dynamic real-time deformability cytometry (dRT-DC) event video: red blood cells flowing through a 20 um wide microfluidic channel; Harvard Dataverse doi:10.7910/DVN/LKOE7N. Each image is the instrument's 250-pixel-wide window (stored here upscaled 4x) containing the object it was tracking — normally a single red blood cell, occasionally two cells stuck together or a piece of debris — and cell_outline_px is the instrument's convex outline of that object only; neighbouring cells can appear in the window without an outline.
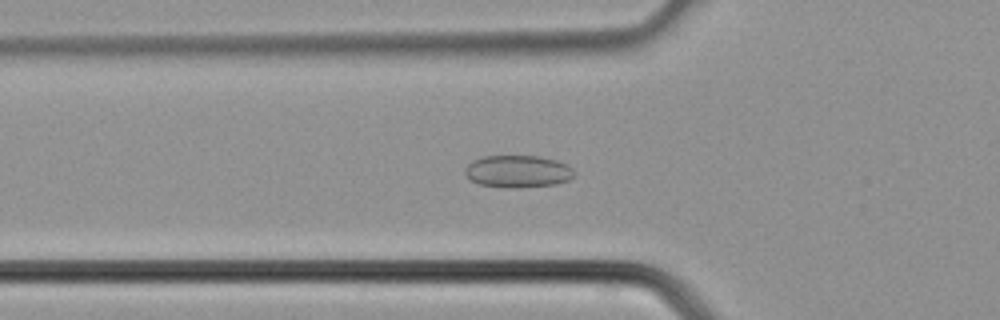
{"species": "common noctule bat (a hibernating species)", "species_latin": "Nyctalus noctula", "temperature_condition": "cold", "stored_images_in_passage": 33, "camera_frame_rate_fps": 3000, "um_per_image_px": 0.085, "animal": {"sex": "male", "body_mass_g": 21.5, "forearm_length_mm": 52.0}, "frame": {"image": 1, "passage_image": 12, "time_ms": 3.667, "image_size_px": [1000, 320], "cell_outline_px": [[572, 176], [568, 180], [556, 184], [480, 184], [468, 180], [464, 176], [464, 168], [472, 160], [484, 156], [540, 156], [556, 160], [572, 168]], "centroid_in_image_um": [43.94, 14.5], "position_along_channel_um": 81.9, "area_um2": 19.36}}
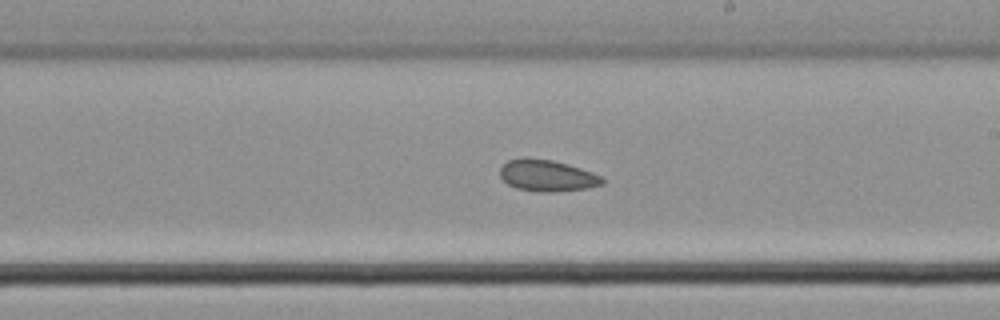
{"frame": {"image": 2, "passage_image": 21, "time_ms": 6.667, "image_size_px": [1000, 320], "cell_outline_px": [[604, 184], [588, 188], [552, 192], [536, 192], [516, 188], [508, 184], [500, 176], [500, 168], [508, 160], [552, 160], [568, 164], [592, 172], [600, 176], [604, 180]], "centroid_in_image_um": [46.54, 14.97], "position_along_channel_um": 242.5, "area_um2": 18.32}}
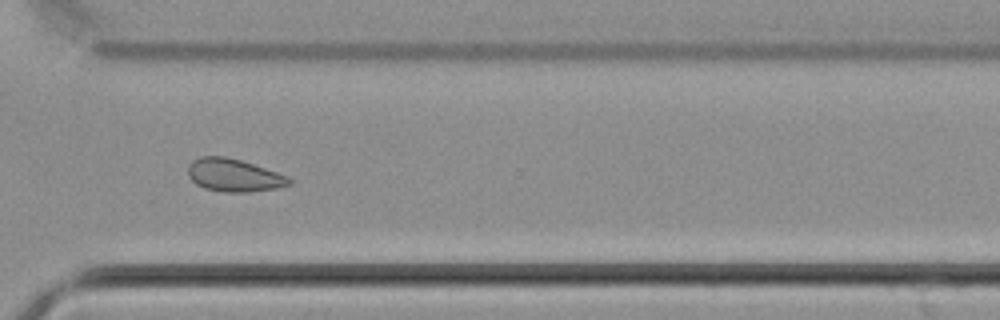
{"frame": {"image": 3, "passage_image": 27, "time_ms": 8.667, "image_size_px": [1000, 320], "cell_outline_px": [[292, 184], [276, 188], [248, 192], [224, 192], [204, 188], [196, 184], [188, 176], [188, 164], [192, 160], [200, 156], [224, 156], [240, 160], [288, 176], [292, 180]], "centroid_in_image_um": [19.85, 14.89], "position_along_channel_um": 350.7, "area_um2": 19.31}}